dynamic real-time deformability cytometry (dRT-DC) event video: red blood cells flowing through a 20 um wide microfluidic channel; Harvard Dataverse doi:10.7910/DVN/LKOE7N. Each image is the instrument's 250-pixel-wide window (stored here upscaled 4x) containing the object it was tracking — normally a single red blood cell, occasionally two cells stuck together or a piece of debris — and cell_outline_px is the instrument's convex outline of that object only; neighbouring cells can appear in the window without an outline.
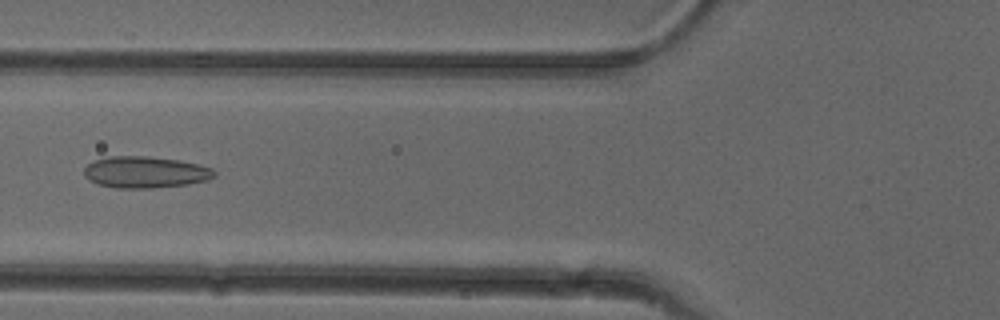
{"species": "common noctule bat (a hibernating species)", "species_latin": "Nyctalus noctula", "temperature_condition": "cold", "stored_images_in_passage": 50, "camera_frame_rate_fps": 3000, "um_per_image_px": 0.085, "animal": {"sex": "female"}, "frame": {"image": 1, "passage_image": 19, "time_ms": 6.0, "image_size_px": [1000, 320], "cell_outline_px": [[216, 176], [208, 180], [188, 184], [152, 188], [116, 188], [96, 184], [88, 180], [84, 176], [84, 168], [92, 160], [108, 156], [148, 156], [180, 160], [200, 164], [212, 168], [216, 172]], "centroid_in_image_um": [12.34, 14.63], "position_along_channel_um": 113.5, "area_um2": 24.33}}
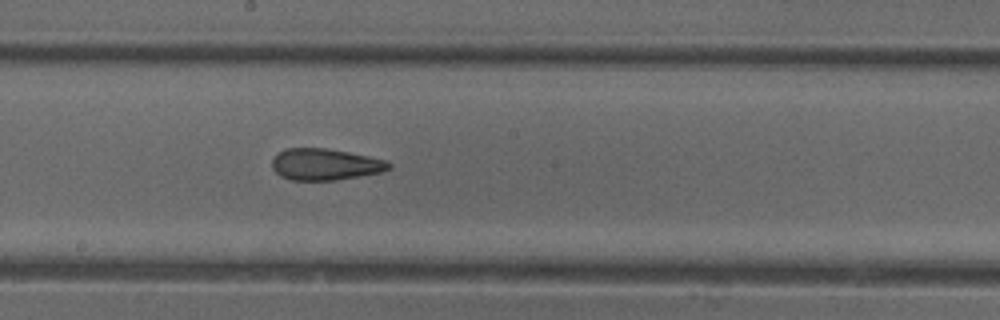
{"frame": {"image": 2, "passage_image": 27, "time_ms": 8.667, "image_size_px": [1000, 320], "cell_outline_px": [[392, 168], [380, 172], [360, 176], [336, 180], [292, 180], [280, 176], [272, 168], [272, 160], [284, 148], [324, 148], [348, 152], [368, 156], [384, 160], [392, 164]], "centroid_in_image_um": [27.63, 13.97], "position_along_channel_um": 220.6, "area_um2": 21.33}}
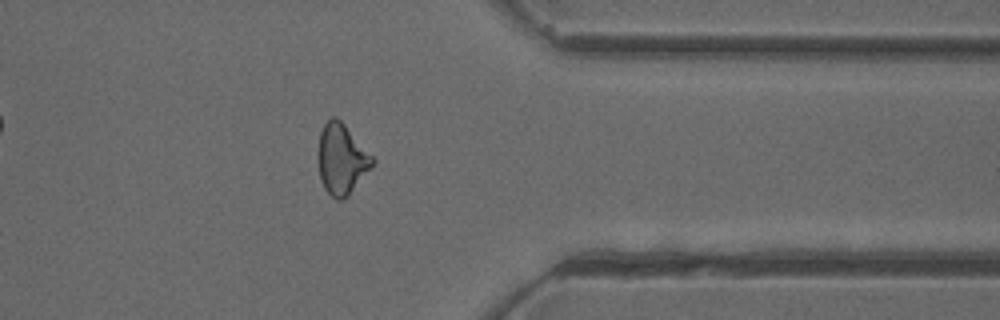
{"frame": {"image": 3, "passage_image": 40, "time_ms": 13.0, "image_size_px": [1000, 320], "cell_outline_px": [[376, 160], [348, 196], [344, 200], [336, 200], [324, 188], [320, 176], [316, 152], [320, 132], [324, 124], [332, 116], [336, 116], [344, 124]], "centroid_in_image_um": [29.0, 13.52], "position_along_channel_um": 382.4, "area_um2": 22.25}, "authors_computed_cell_mechanics": {"area_um2": 22.3397, "velocity_mm_per_s": 4.0056, "shape_relaxation_time_tau1_ms": null, "shape_relaxation_time_tau2_ms": 2.0086, "deformation_change_tau1": null, "deformation_change_tau2": 0.1111}}